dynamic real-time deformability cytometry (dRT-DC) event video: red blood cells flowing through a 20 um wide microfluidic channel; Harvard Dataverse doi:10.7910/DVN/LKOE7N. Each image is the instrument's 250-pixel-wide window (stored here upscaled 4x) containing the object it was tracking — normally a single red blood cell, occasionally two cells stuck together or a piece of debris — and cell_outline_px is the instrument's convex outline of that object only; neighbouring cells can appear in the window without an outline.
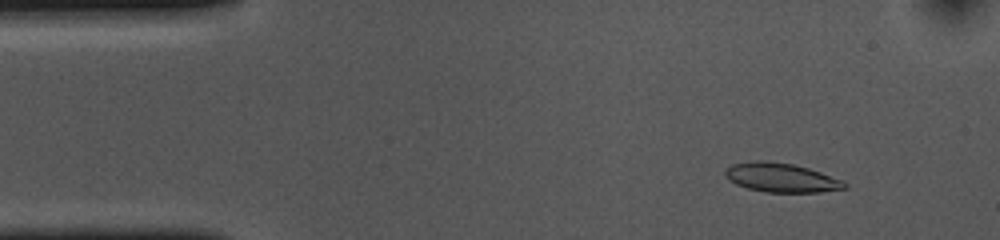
{"species": "common noctule bat (a hibernating species)", "species_latin": "Nyctalus noctula", "temperature_condition": "cold", "stored_images_in_passage": 53, "camera_frame_rate_fps": 3000, "um_per_image_px": 0.085, "animal": {"sex": "female", "body_mass_g": 10.0, "forearm_length_mm": 53.1}, "frame": {"image": 1, "passage_image": 5, "time_ms": 1.333, "image_size_px": [1000, 240], "cell_outline_px": [[848, 188], [820, 192], [764, 192], [748, 188], [736, 184], [728, 180], [724, 176], [724, 172], [732, 164], [756, 160], [764, 160], [792, 164], [808, 168], [820, 172], [840, 180], [848, 184]], "centroid_in_image_um": [66.38, 15.1], "position_along_channel_um": 18.6, "area_um2": 20.17}}
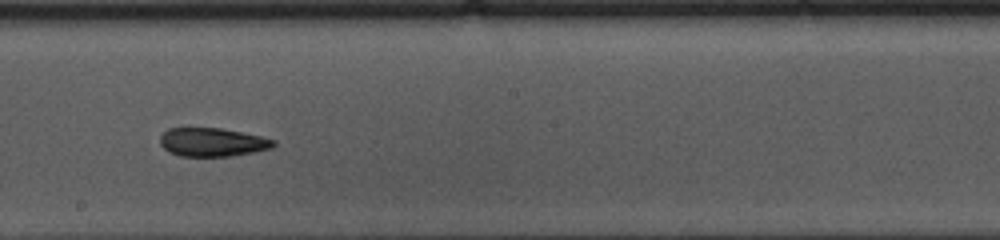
{"frame": {"image": 2, "passage_image": 28, "time_ms": 9.0, "image_size_px": [1000, 240], "cell_outline_px": [[276, 144], [272, 148], [232, 156], [180, 156], [168, 152], [160, 144], [160, 136], [168, 128], [220, 128], [260, 136], [276, 140]], "centroid_in_image_um": [18.04, 12.09], "position_along_channel_um": 230.2, "area_um2": 18.84}}
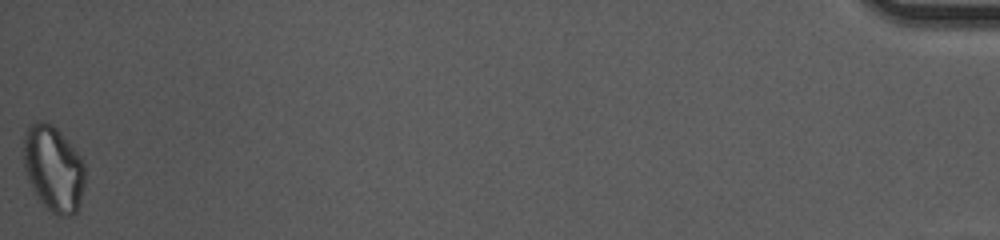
{"frame": {"image": 3, "passage_image": 53, "time_ms": 17.333, "image_size_px": [1000, 240], "cell_outline_px": [[84, 184], [80, 204], [76, 212], [72, 216], [60, 216], [52, 212], [36, 196], [28, 180], [24, 168], [24, 132], [28, 124], [36, 120], [40, 120], [52, 124], [60, 132], [80, 156], [84, 164]], "centroid_in_image_um": [4.53, 14.31], "position_along_channel_um": 430.7, "area_um2": 30.75}, "authors_computed_cell_mechanics": {"area_um2": 20.1144, "velocity_mm_per_s": 3.6528, "shape_relaxation_time_tau1_ms": 3.7401, "shape_relaxation_time_tau2_ms": 3.2329, "deformation_change_tau1": 0.1192, "deformation_change_tau2": 0.107}}